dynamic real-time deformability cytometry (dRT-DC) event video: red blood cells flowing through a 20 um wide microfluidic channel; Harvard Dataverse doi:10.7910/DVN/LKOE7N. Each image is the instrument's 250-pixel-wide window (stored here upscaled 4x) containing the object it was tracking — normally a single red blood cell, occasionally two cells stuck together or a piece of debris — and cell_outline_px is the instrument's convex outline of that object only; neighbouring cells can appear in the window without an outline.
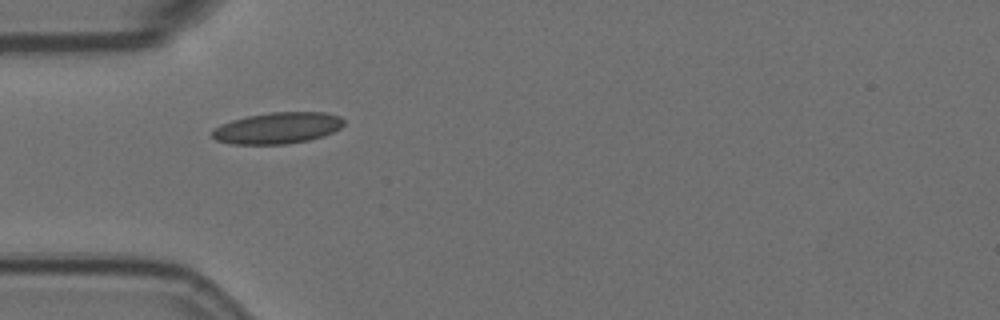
{"species": "Egyptian fruit bat (a non-hibernating species)", "species_latin": "Rousettus aegyptiacus", "temperature_condition": "room temperature", "stored_images_in_passage": 2, "camera_frame_rate_fps": 3000, "um_per_image_px": 0.085, "animal": {"sex": "female"}, "frame": {"image": 1, "passage_image": 1, "time_ms": 0.0, "image_size_px": [1000, 320], "cell_outline_px": [[344, 124], [340, 128], [324, 136], [308, 140], [288, 144], [232, 144], [216, 140], [212, 136], [212, 132], [220, 124], [232, 120], [248, 116], [268, 112], [324, 112], [340, 116], [344, 120]], "centroid_in_image_um": [23.61, 10.88], "position_along_channel_um": 61.4, "area_um2": 24.04}}
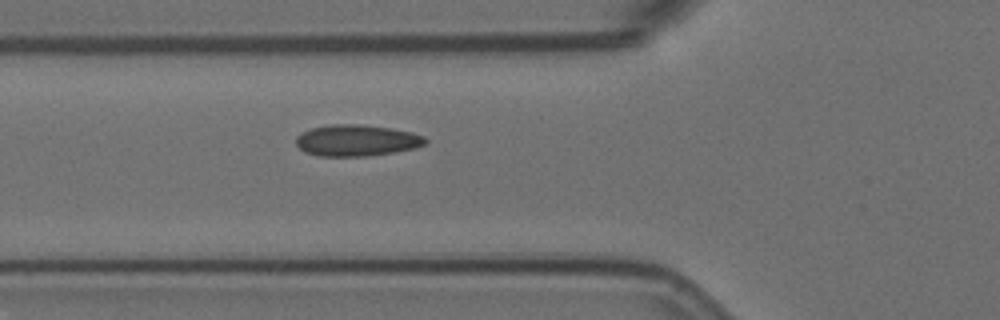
{"frame": {"image": 2, "passage_image": 2, "time_ms": 0.333, "image_size_px": [1000, 320], "cell_outline_px": [[428, 140], [424, 144], [416, 148], [392, 152], [364, 156], [320, 156], [304, 152], [296, 144], [296, 136], [300, 132], [312, 128], [332, 124], [360, 124], [392, 128], [412, 132], [424, 136]], "centroid_in_image_um": [30.3, 11.93], "position_along_channel_um": 95.5, "area_um2": 23.7}}